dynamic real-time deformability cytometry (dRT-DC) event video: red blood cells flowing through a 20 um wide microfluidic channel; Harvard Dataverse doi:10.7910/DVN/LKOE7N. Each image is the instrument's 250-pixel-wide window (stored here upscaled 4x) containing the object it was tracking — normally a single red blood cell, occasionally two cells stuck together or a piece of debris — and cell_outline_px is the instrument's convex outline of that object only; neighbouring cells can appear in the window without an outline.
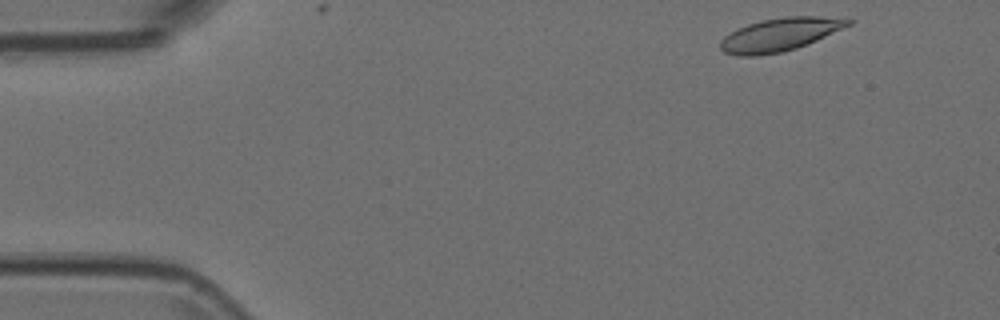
{"species": "Egyptian fruit bat (a non-hibernating species)", "species_latin": "Rousettus aegyptiacus", "temperature_condition": "room temperature", "stored_images_in_passage": 3, "camera_frame_rate_fps": 3000, "um_per_image_px": 0.085, "animal": {"sex": "female"}, "frame": {"image": 1, "passage_image": 2, "time_ms": 0.333, "image_size_px": [1000, 320], "cell_outline_px": [[856, 20], [852, 24], [816, 40], [796, 48], [780, 52], [756, 56], [740, 56], [724, 52], [720, 48], [720, 40], [724, 36], [736, 28], [748, 24], [764, 20], [788, 16], [820, 16]], "centroid_in_image_um": [66.27, 2.93], "position_along_channel_um": 18.7, "area_um2": 24.45}}